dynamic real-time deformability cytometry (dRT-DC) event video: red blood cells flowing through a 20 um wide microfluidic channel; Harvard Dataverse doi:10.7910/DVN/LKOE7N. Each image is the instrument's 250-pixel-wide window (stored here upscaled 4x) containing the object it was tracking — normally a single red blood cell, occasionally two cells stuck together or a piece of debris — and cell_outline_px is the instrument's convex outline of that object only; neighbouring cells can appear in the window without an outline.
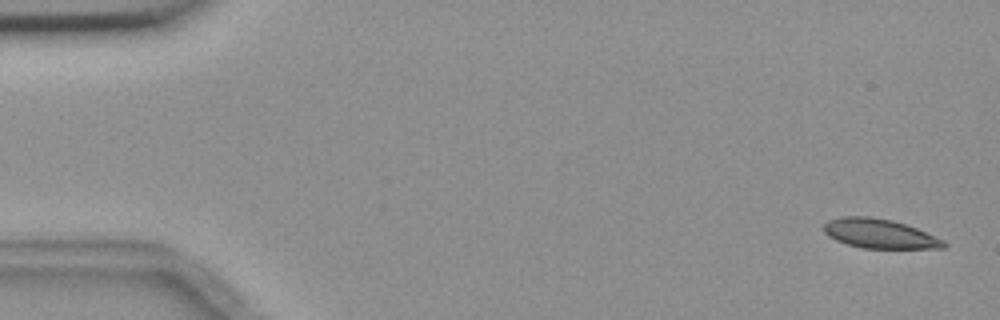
{"species": "common noctule bat (a hibernating species)", "species_latin": "Nyctalus noctula", "temperature_condition": "room temperature", "stored_images_in_passage": 6, "camera_frame_rate_fps": 3000, "um_per_image_px": 0.085, "animal": {"sex": "female", "body_mass_g": 18.4}, "frame": {"image": 1, "passage_image": 1, "time_ms": 0.0, "image_size_px": [1000, 320], "cell_outline_px": [[948, 244], [944, 248], [860, 248], [836, 240], [828, 236], [824, 232], [824, 224], [828, 220], [844, 216], [868, 216], [892, 220], [916, 228], [944, 240]], "centroid_in_image_um": [74.75, 19.86], "position_along_channel_um": 10.2, "area_um2": 20.4}}
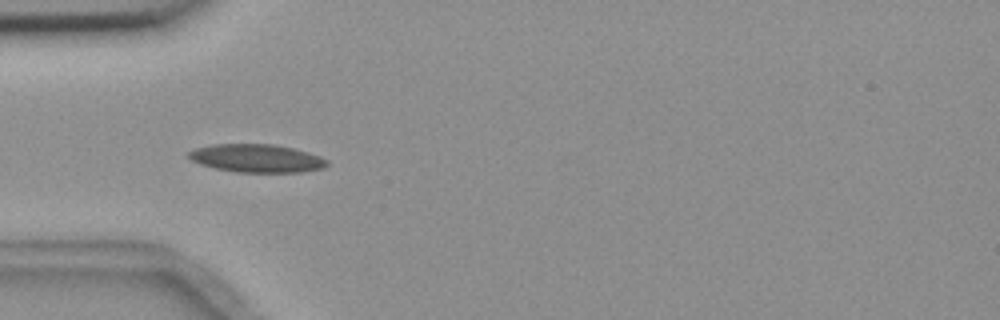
{"frame": {"image": 2, "passage_image": 5, "time_ms": 5.0, "image_size_px": [1000, 320], "cell_outline_px": [[328, 164], [324, 168], [304, 172], [236, 172], [216, 168], [200, 164], [192, 160], [188, 156], [188, 152], [196, 148], [212, 144], [272, 144], [292, 148], [308, 152], [320, 156], [328, 160]], "centroid_in_image_um": [21.84, 13.45], "position_along_channel_um": 63.2, "area_um2": 22.66}}